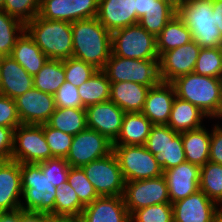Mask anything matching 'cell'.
I'll list each match as a JSON object with an SVG mask.
<instances>
[{"instance_id":"60d3db41","label":"cell","mask_w":222,"mask_h":222,"mask_svg":"<svg viewBox=\"0 0 222 222\" xmlns=\"http://www.w3.org/2000/svg\"><path fill=\"white\" fill-rule=\"evenodd\" d=\"M40 1L41 0H5L2 10L26 24L38 15Z\"/></svg>"},{"instance_id":"e575fe53","label":"cell","mask_w":222,"mask_h":222,"mask_svg":"<svg viewBox=\"0 0 222 222\" xmlns=\"http://www.w3.org/2000/svg\"><path fill=\"white\" fill-rule=\"evenodd\" d=\"M84 207L85 206L80 202L77 194L68 182L57 187L54 216H72L80 218Z\"/></svg>"},{"instance_id":"f907efd6","label":"cell","mask_w":222,"mask_h":222,"mask_svg":"<svg viewBox=\"0 0 222 222\" xmlns=\"http://www.w3.org/2000/svg\"><path fill=\"white\" fill-rule=\"evenodd\" d=\"M172 7L163 0H136V16L141 19L151 8Z\"/></svg>"},{"instance_id":"1f68e13d","label":"cell","mask_w":222,"mask_h":222,"mask_svg":"<svg viewBox=\"0 0 222 222\" xmlns=\"http://www.w3.org/2000/svg\"><path fill=\"white\" fill-rule=\"evenodd\" d=\"M65 79L63 60L48 59L41 70L33 76V87L55 95Z\"/></svg>"},{"instance_id":"8d00e7d4","label":"cell","mask_w":222,"mask_h":222,"mask_svg":"<svg viewBox=\"0 0 222 222\" xmlns=\"http://www.w3.org/2000/svg\"><path fill=\"white\" fill-rule=\"evenodd\" d=\"M67 182L74 189L84 206L91 204L99 197L82 168L70 167Z\"/></svg>"},{"instance_id":"f6af8a7d","label":"cell","mask_w":222,"mask_h":222,"mask_svg":"<svg viewBox=\"0 0 222 222\" xmlns=\"http://www.w3.org/2000/svg\"><path fill=\"white\" fill-rule=\"evenodd\" d=\"M163 171L176 167L186 161L185 152L182 144L181 133L174 139L169 140L164 152L155 156Z\"/></svg>"},{"instance_id":"30bf717a","label":"cell","mask_w":222,"mask_h":222,"mask_svg":"<svg viewBox=\"0 0 222 222\" xmlns=\"http://www.w3.org/2000/svg\"><path fill=\"white\" fill-rule=\"evenodd\" d=\"M81 168L99 197L123 196L125 180L113 152Z\"/></svg>"},{"instance_id":"603a6c76","label":"cell","mask_w":222,"mask_h":222,"mask_svg":"<svg viewBox=\"0 0 222 222\" xmlns=\"http://www.w3.org/2000/svg\"><path fill=\"white\" fill-rule=\"evenodd\" d=\"M21 194V163L7 160L0 168V212L19 210Z\"/></svg>"},{"instance_id":"3957f363","label":"cell","mask_w":222,"mask_h":222,"mask_svg":"<svg viewBox=\"0 0 222 222\" xmlns=\"http://www.w3.org/2000/svg\"><path fill=\"white\" fill-rule=\"evenodd\" d=\"M25 31L48 59L65 60L72 57L73 38L70 22L45 20L37 15L25 24Z\"/></svg>"},{"instance_id":"7c38bea8","label":"cell","mask_w":222,"mask_h":222,"mask_svg":"<svg viewBox=\"0 0 222 222\" xmlns=\"http://www.w3.org/2000/svg\"><path fill=\"white\" fill-rule=\"evenodd\" d=\"M113 152V142L99 132L86 128L73 136L65 160L70 167H79L104 158Z\"/></svg>"},{"instance_id":"816d5d0a","label":"cell","mask_w":222,"mask_h":222,"mask_svg":"<svg viewBox=\"0 0 222 222\" xmlns=\"http://www.w3.org/2000/svg\"><path fill=\"white\" fill-rule=\"evenodd\" d=\"M18 222H47V214L18 210Z\"/></svg>"},{"instance_id":"f35d334b","label":"cell","mask_w":222,"mask_h":222,"mask_svg":"<svg viewBox=\"0 0 222 222\" xmlns=\"http://www.w3.org/2000/svg\"><path fill=\"white\" fill-rule=\"evenodd\" d=\"M63 67L66 76L65 81L76 87L86 82L98 70L93 65L74 57L63 60Z\"/></svg>"},{"instance_id":"f1b7e54d","label":"cell","mask_w":222,"mask_h":222,"mask_svg":"<svg viewBox=\"0 0 222 222\" xmlns=\"http://www.w3.org/2000/svg\"><path fill=\"white\" fill-rule=\"evenodd\" d=\"M192 40L190 30L178 15H175L156 37L158 55L181 47Z\"/></svg>"},{"instance_id":"c3c4849f","label":"cell","mask_w":222,"mask_h":222,"mask_svg":"<svg viewBox=\"0 0 222 222\" xmlns=\"http://www.w3.org/2000/svg\"><path fill=\"white\" fill-rule=\"evenodd\" d=\"M209 161L222 165V127L217 124L211 133Z\"/></svg>"},{"instance_id":"44dd1931","label":"cell","mask_w":222,"mask_h":222,"mask_svg":"<svg viewBox=\"0 0 222 222\" xmlns=\"http://www.w3.org/2000/svg\"><path fill=\"white\" fill-rule=\"evenodd\" d=\"M81 222H130V214L123 196H104L96 198L84 207Z\"/></svg>"},{"instance_id":"8fae6325","label":"cell","mask_w":222,"mask_h":222,"mask_svg":"<svg viewBox=\"0 0 222 222\" xmlns=\"http://www.w3.org/2000/svg\"><path fill=\"white\" fill-rule=\"evenodd\" d=\"M123 200L130 215L144 207L170 203L164 175L125 182Z\"/></svg>"},{"instance_id":"5bb4252c","label":"cell","mask_w":222,"mask_h":222,"mask_svg":"<svg viewBox=\"0 0 222 222\" xmlns=\"http://www.w3.org/2000/svg\"><path fill=\"white\" fill-rule=\"evenodd\" d=\"M201 47L194 40L181 47L169 50L159 56V77L162 82H171L175 78L192 73Z\"/></svg>"},{"instance_id":"6da1fadb","label":"cell","mask_w":222,"mask_h":222,"mask_svg":"<svg viewBox=\"0 0 222 222\" xmlns=\"http://www.w3.org/2000/svg\"><path fill=\"white\" fill-rule=\"evenodd\" d=\"M72 57L102 70L112 54V33L96 17L71 23Z\"/></svg>"},{"instance_id":"d4e9b609","label":"cell","mask_w":222,"mask_h":222,"mask_svg":"<svg viewBox=\"0 0 222 222\" xmlns=\"http://www.w3.org/2000/svg\"><path fill=\"white\" fill-rule=\"evenodd\" d=\"M10 57L16 60L32 76H35L48 61V57L26 31L17 39Z\"/></svg>"},{"instance_id":"9a60e30c","label":"cell","mask_w":222,"mask_h":222,"mask_svg":"<svg viewBox=\"0 0 222 222\" xmlns=\"http://www.w3.org/2000/svg\"><path fill=\"white\" fill-rule=\"evenodd\" d=\"M21 124L47 123L56 109L54 95L32 87L14 99Z\"/></svg>"},{"instance_id":"db71d44e","label":"cell","mask_w":222,"mask_h":222,"mask_svg":"<svg viewBox=\"0 0 222 222\" xmlns=\"http://www.w3.org/2000/svg\"><path fill=\"white\" fill-rule=\"evenodd\" d=\"M47 222H81L80 218L72 216H54L47 214Z\"/></svg>"},{"instance_id":"7402d4cb","label":"cell","mask_w":222,"mask_h":222,"mask_svg":"<svg viewBox=\"0 0 222 222\" xmlns=\"http://www.w3.org/2000/svg\"><path fill=\"white\" fill-rule=\"evenodd\" d=\"M32 87V75L12 57H0V94L14 100Z\"/></svg>"},{"instance_id":"7a4b0ae2","label":"cell","mask_w":222,"mask_h":222,"mask_svg":"<svg viewBox=\"0 0 222 222\" xmlns=\"http://www.w3.org/2000/svg\"><path fill=\"white\" fill-rule=\"evenodd\" d=\"M170 83L176 97L198 107L210 119L221 118L222 79L192 72L179 76Z\"/></svg>"},{"instance_id":"f5cc1de1","label":"cell","mask_w":222,"mask_h":222,"mask_svg":"<svg viewBox=\"0 0 222 222\" xmlns=\"http://www.w3.org/2000/svg\"><path fill=\"white\" fill-rule=\"evenodd\" d=\"M213 2V16L216 22V26L222 34V0H212Z\"/></svg>"},{"instance_id":"277c9868","label":"cell","mask_w":222,"mask_h":222,"mask_svg":"<svg viewBox=\"0 0 222 222\" xmlns=\"http://www.w3.org/2000/svg\"><path fill=\"white\" fill-rule=\"evenodd\" d=\"M212 10V0H185L177 9L178 17L201 48L222 47V34L216 26Z\"/></svg>"},{"instance_id":"ffe728a7","label":"cell","mask_w":222,"mask_h":222,"mask_svg":"<svg viewBox=\"0 0 222 222\" xmlns=\"http://www.w3.org/2000/svg\"><path fill=\"white\" fill-rule=\"evenodd\" d=\"M175 97L173 85L170 82L160 81L149 89L141 113L153 125H167Z\"/></svg>"},{"instance_id":"b9f144b4","label":"cell","mask_w":222,"mask_h":222,"mask_svg":"<svg viewBox=\"0 0 222 222\" xmlns=\"http://www.w3.org/2000/svg\"><path fill=\"white\" fill-rule=\"evenodd\" d=\"M43 132L51 150V158H66L72 144L73 135L54 129L47 123L43 124Z\"/></svg>"},{"instance_id":"5b68a950","label":"cell","mask_w":222,"mask_h":222,"mask_svg":"<svg viewBox=\"0 0 222 222\" xmlns=\"http://www.w3.org/2000/svg\"><path fill=\"white\" fill-rule=\"evenodd\" d=\"M21 181L26 205L22 202L20 209L27 212L54 215L57 187L45 177L40 166L32 163H21Z\"/></svg>"},{"instance_id":"4dcf8cb0","label":"cell","mask_w":222,"mask_h":222,"mask_svg":"<svg viewBox=\"0 0 222 222\" xmlns=\"http://www.w3.org/2000/svg\"><path fill=\"white\" fill-rule=\"evenodd\" d=\"M110 81L102 70L78 87L83 108L108 101L110 99Z\"/></svg>"},{"instance_id":"680465c9","label":"cell","mask_w":222,"mask_h":222,"mask_svg":"<svg viewBox=\"0 0 222 222\" xmlns=\"http://www.w3.org/2000/svg\"><path fill=\"white\" fill-rule=\"evenodd\" d=\"M8 159L5 158L4 156L0 155V168L3 166V164L7 161Z\"/></svg>"},{"instance_id":"681fc988","label":"cell","mask_w":222,"mask_h":222,"mask_svg":"<svg viewBox=\"0 0 222 222\" xmlns=\"http://www.w3.org/2000/svg\"><path fill=\"white\" fill-rule=\"evenodd\" d=\"M14 129L0 126V155L12 160Z\"/></svg>"},{"instance_id":"d590c367","label":"cell","mask_w":222,"mask_h":222,"mask_svg":"<svg viewBox=\"0 0 222 222\" xmlns=\"http://www.w3.org/2000/svg\"><path fill=\"white\" fill-rule=\"evenodd\" d=\"M193 72L222 79V47L201 48Z\"/></svg>"},{"instance_id":"74e56055","label":"cell","mask_w":222,"mask_h":222,"mask_svg":"<svg viewBox=\"0 0 222 222\" xmlns=\"http://www.w3.org/2000/svg\"><path fill=\"white\" fill-rule=\"evenodd\" d=\"M177 15L173 7L151 8L139 19V24L150 34L157 37L165 25Z\"/></svg>"},{"instance_id":"ab89813d","label":"cell","mask_w":222,"mask_h":222,"mask_svg":"<svg viewBox=\"0 0 222 222\" xmlns=\"http://www.w3.org/2000/svg\"><path fill=\"white\" fill-rule=\"evenodd\" d=\"M130 222H173L172 203L151 205L134 211Z\"/></svg>"},{"instance_id":"2e32d148","label":"cell","mask_w":222,"mask_h":222,"mask_svg":"<svg viewBox=\"0 0 222 222\" xmlns=\"http://www.w3.org/2000/svg\"><path fill=\"white\" fill-rule=\"evenodd\" d=\"M85 110L87 128L114 142L120 134L125 112L111 100L88 106Z\"/></svg>"},{"instance_id":"6f0895ef","label":"cell","mask_w":222,"mask_h":222,"mask_svg":"<svg viewBox=\"0 0 222 222\" xmlns=\"http://www.w3.org/2000/svg\"><path fill=\"white\" fill-rule=\"evenodd\" d=\"M221 209V210H220ZM215 212L213 222H222V207Z\"/></svg>"},{"instance_id":"bcb514c9","label":"cell","mask_w":222,"mask_h":222,"mask_svg":"<svg viewBox=\"0 0 222 222\" xmlns=\"http://www.w3.org/2000/svg\"><path fill=\"white\" fill-rule=\"evenodd\" d=\"M55 104L58 108H83L78 87L65 81L54 95Z\"/></svg>"},{"instance_id":"d6a6232c","label":"cell","mask_w":222,"mask_h":222,"mask_svg":"<svg viewBox=\"0 0 222 222\" xmlns=\"http://www.w3.org/2000/svg\"><path fill=\"white\" fill-rule=\"evenodd\" d=\"M199 190L217 205L218 203L222 204L221 164L208 161L205 165L201 166Z\"/></svg>"},{"instance_id":"ee69618b","label":"cell","mask_w":222,"mask_h":222,"mask_svg":"<svg viewBox=\"0 0 222 222\" xmlns=\"http://www.w3.org/2000/svg\"><path fill=\"white\" fill-rule=\"evenodd\" d=\"M45 177L48 178L55 187L62 186L67 182L70 165L65 158H51L37 163Z\"/></svg>"},{"instance_id":"cb8c5ba5","label":"cell","mask_w":222,"mask_h":222,"mask_svg":"<svg viewBox=\"0 0 222 222\" xmlns=\"http://www.w3.org/2000/svg\"><path fill=\"white\" fill-rule=\"evenodd\" d=\"M150 87L135 82L110 85V99L125 113L142 112Z\"/></svg>"},{"instance_id":"7bdbcfd3","label":"cell","mask_w":222,"mask_h":222,"mask_svg":"<svg viewBox=\"0 0 222 222\" xmlns=\"http://www.w3.org/2000/svg\"><path fill=\"white\" fill-rule=\"evenodd\" d=\"M179 134L168 125H152L145 147L156 156L164 152L169 140H174Z\"/></svg>"},{"instance_id":"d6986e66","label":"cell","mask_w":222,"mask_h":222,"mask_svg":"<svg viewBox=\"0 0 222 222\" xmlns=\"http://www.w3.org/2000/svg\"><path fill=\"white\" fill-rule=\"evenodd\" d=\"M96 18L111 33L137 24L136 0H99Z\"/></svg>"},{"instance_id":"ac0fdd59","label":"cell","mask_w":222,"mask_h":222,"mask_svg":"<svg viewBox=\"0 0 222 222\" xmlns=\"http://www.w3.org/2000/svg\"><path fill=\"white\" fill-rule=\"evenodd\" d=\"M173 222H213L218 205L201 190L172 203Z\"/></svg>"},{"instance_id":"484cf974","label":"cell","mask_w":222,"mask_h":222,"mask_svg":"<svg viewBox=\"0 0 222 222\" xmlns=\"http://www.w3.org/2000/svg\"><path fill=\"white\" fill-rule=\"evenodd\" d=\"M152 123L141 113H125L119 136L113 146L145 145Z\"/></svg>"},{"instance_id":"f546056e","label":"cell","mask_w":222,"mask_h":222,"mask_svg":"<svg viewBox=\"0 0 222 222\" xmlns=\"http://www.w3.org/2000/svg\"><path fill=\"white\" fill-rule=\"evenodd\" d=\"M47 124L69 135H76L87 128L85 108H58Z\"/></svg>"},{"instance_id":"4316f807","label":"cell","mask_w":222,"mask_h":222,"mask_svg":"<svg viewBox=\"0 0 222 222\" xmlns=\"http://www.w3.org/2000/svg\"><path fill=\"white\" fill-rule=\"evenodd\" d=\"M204 117L206 115L198 107L175 97L167 125L175 132L183 133L201 128Z\"/></svg>"},{"instance_id":"91938a15","label":"cell","mask_w":222,"mask_h":222,"mask_svg":"<svg viewBox=\"0 0 222 222\" xmlns=\"http://www.w3.org/2000/svg\"><path fill=\"white\" fill-rule=\"evenodd\" d=\"M4 1L5 0H0V9H2Z\"/></svg>"},{"instance_id":"ba28073f","label":"cell","mask_w":222,"mask_h":222,"mask_svg":"<svg viewBox=\"0 0 222 222\" xmlns=\"http://www.w3.org/2000/svg\"><path fill=\"white\" fill-rule=\"evenodd\" d=\"M125 182L150 179L163 175L156 157L145 145L113 146Z\"/></svg>"},{"instance_id":"7dc6e473","label":"cell","mask_w":222,"mask_h":222,"mask_svg":"<svg viewBox=\"0 0 222 222\" xmlns=\"http://www.w3.org/2000/svg\"><path fill=\"white\" fill-rule=\"evenodd\" d=\"M21 125L15 100L0 94V126L16 129Z\"/></svg>"},{"instance_id":"8992f818","label":"cell","mask_w":222,"mask_h":222,"mask_svg":"<svg viewBox=\"0 0 222 222\" xmlns=\"http://www.w3.org/2000/svg\"><path fill=\"white\" fill-rule=\"evenodd\" d=\"M102 71L110 83L135 82L151 88L161 81L158 60L129 59L112 53Z\"/></svg>"},{"instance_id":"9c48e42d","label":"cell","mask_w":222,"mask_h":222,"mask_svg":"<svg viewBox=\"0 0 222 222\" xmlns=\"http://www.w3.org/2000/svg\"><path fill=\"white\" fill-rule=\"evenodd\" d=\"M12 160L37 164L51 159L43 124H21L14 130ZM18 145V146H17Z\"/></svg>"},{"instance_id":"e0dca14e","label":"cell","mask_w":222,"mask_h":222,"mask_svg":"<svg viewBox=\"0 0 222 222\" xmlns=\"http://www.w3.org/2000/svg\"><path fill=\"white\" fill-rule=\"evenodd\" d=\"M200 166L187 161L165 170L170 203L182 200L199 190Z\"/></svg>"},{"instance_id":"52a82bcc","label":"cell","mask_w":222,"mask_h":222,"mask_svg":"<svg viewBox=\"0 0 222 222\" xmlns=\"http://www.w3.org/2000/svg\"><path fill=\"white\" fill-rule=\"evenodd\" d=\"M112 53L129 59L159 60L156 37L139 23L112 32Z\"/></svg>"},{"instance_id":"9f6ffc18","label":"cell","mask_w":222,"mask_h":222,"mask_svg":"<svg viewBox=\"0 0 222 222\" xmlns=\"http://www.w3.org/2000/svg\"><path fill=\"white\" fill-rule=\"evenodd\" d=\"M176 10L184 3L185 0H163Z\"/></svg>"},{"instance_id":"11a10c76","label":"cell","mask_w":222,"mask_h":222,"mask_svg":"<svg viewBox=\"0 0 222 222\" xmlns=\"http://www.w3.org/2000/svg\"><path fill=\"white\" fill-rule=\"evenodd\" d=\"M0 222H18V210L12 212H0Z\"/></svg>"},{"instance_id":"83f0119b","label":"cell","mask_w":222,"mask_h":222,"mask_svg":"<svg viewBox=\"0 0 222 222\" xmlns=\"http://www.w3.org/2000/svg\"><path fill=\"white\" fill-rule=\"evenodd\" d=\"M205 128L181 133L186 161L203 166L209 161L211 133Z\"/></svg>"},{"instance_id":"836d02e7","label":"cell","mask_w":222,"mask_h":222,"mask_svg":"<svg viewBox=\"0 0 222 222\" xmlns=\"http://www.w3.org/2000/svg\"><path fill=\"white\" fill-rule=\"evenodd\" d=\"M24 31L23 22L0 9V57L11 55L17 39Z\"/></svg>"},{"instance_id":"4fadbf2b","label":"cell","mask_w":222,"mask_h":222,"mask_svg":"<svg viewBox=\"0 0 222 222\" xmlns=\"http://www.w3.org/2000/svg\"><path fill=\"white\" fill-rule=\"evenodd\" d=\"M98 5L99 0H41L38 16L72 23L96 17Z\"/></svg>"}]
</instances>
